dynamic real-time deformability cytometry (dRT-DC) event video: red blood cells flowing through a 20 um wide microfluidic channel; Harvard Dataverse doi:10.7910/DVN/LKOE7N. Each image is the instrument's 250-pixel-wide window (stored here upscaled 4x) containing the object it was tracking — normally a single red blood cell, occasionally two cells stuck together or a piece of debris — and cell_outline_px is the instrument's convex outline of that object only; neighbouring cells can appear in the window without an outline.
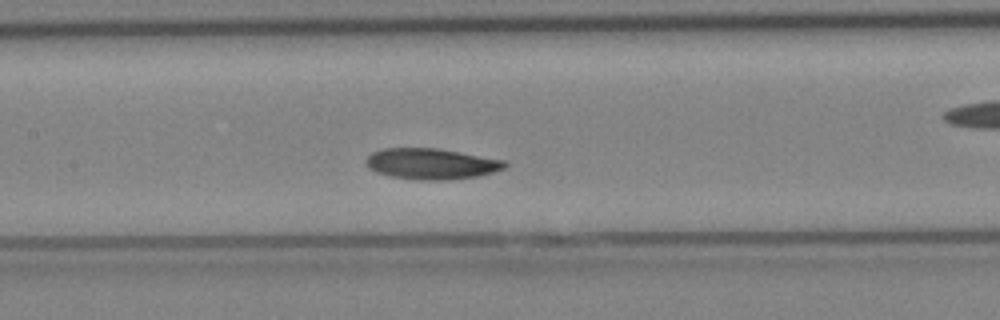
{"species": "Egyptian fruit bat (a non-hibernating species)", "species_latin": "Rousettus aegyptiacus", "temperature_condition": "cold", "stored_images_in_passage": 29, "camera_frame_rate_fps": 3000, "um_per_image_px": 0.085, "animal": {"sex": "female"}, "frame": {"image": 1, "passage_image": 9, "time_ms": 2.667, "image_size_px": [1000, 320], "cell_outline_px": [[508, 164], [504, 168], [492, 172], [476, 176], [448, 180], [416, 180], [392, 176], [376, 172], [368, 168], [368, 156], [372, 152], [384, 148], [436, 148], [504, 160]], "centroid_in_image_um": [36.65, 13.92], "position_along_channel_um": 170.7, "area_um2": 24.68}}
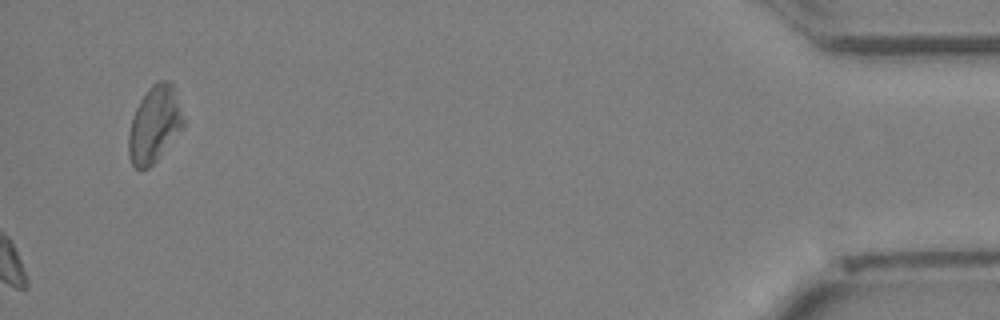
{"frame": {"image": 2, "passage_image": 29, "time_ms": 9.333, "image_size_px": [1000, 320], "cell_outline_px": [[184, 128], [156, 160], [148, 168], [140, 172], [132, 164], [128, 156], [128, 136], [132, 120], [136, 108], [140, 100], [148, 88], [156, 80], [168, 80], [172, 84], [184, 116]], "centroid_in_image_um": [13.13, 10.58], "position_along_channel_um": 422.1, "area_um2": 24.51}}